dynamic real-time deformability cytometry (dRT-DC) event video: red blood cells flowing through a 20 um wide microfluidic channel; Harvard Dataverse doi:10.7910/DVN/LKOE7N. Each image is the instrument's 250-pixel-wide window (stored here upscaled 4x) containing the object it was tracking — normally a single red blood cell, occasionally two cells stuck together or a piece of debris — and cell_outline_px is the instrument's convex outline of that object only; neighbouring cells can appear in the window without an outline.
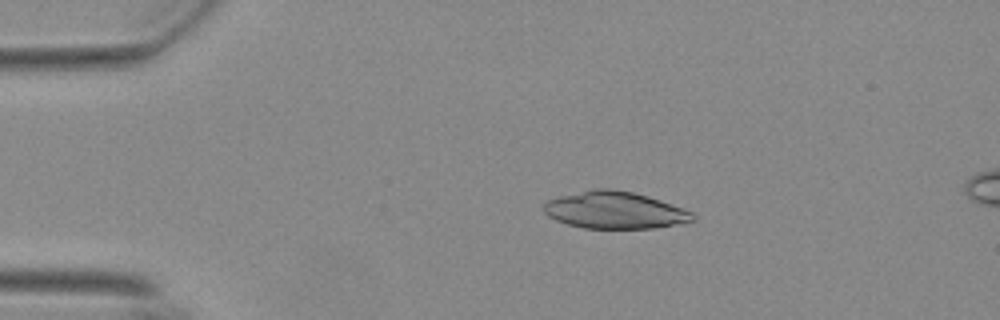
{"species": "Egyptian fruit bat (a non-hibernating species)", "species_latin": "Rousettus aegyptiacus", "temperature_condition": "warm", "stored_images_in_passage": 16, "camera_frame_rate_fps": 3000, "um_per_image_px": 0.085, "animal": {"sex": "female"}, "frame": {"image": 1, "passage_image": 10, "time_ms": 3.0, "image_size_px": [1000, 320], "cell_outline_px": [[696, 220], [656, 228], [584, 228], [568, 224], [556, 220], [548, 216], [544, 212], [544, 200], [560, 196], [596, 188], [612, 188], [632, 192], [648, 196], [660, 200], [692, 212]], "centroid_in_image_um": [52.23, 17.86], "position_along_channel_um": 32.8, "area_um2": 32.02}}